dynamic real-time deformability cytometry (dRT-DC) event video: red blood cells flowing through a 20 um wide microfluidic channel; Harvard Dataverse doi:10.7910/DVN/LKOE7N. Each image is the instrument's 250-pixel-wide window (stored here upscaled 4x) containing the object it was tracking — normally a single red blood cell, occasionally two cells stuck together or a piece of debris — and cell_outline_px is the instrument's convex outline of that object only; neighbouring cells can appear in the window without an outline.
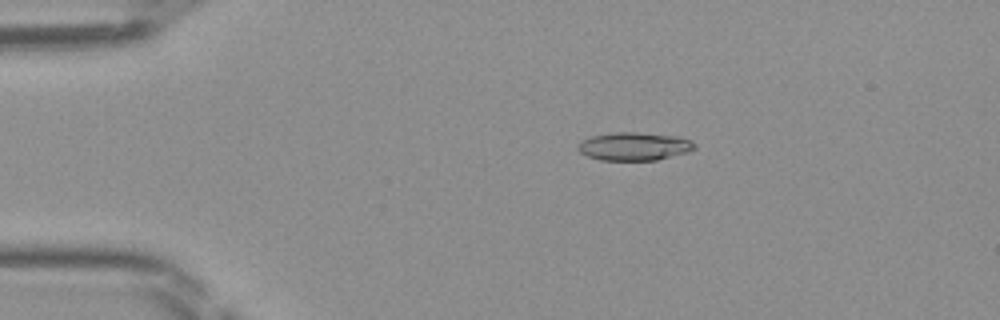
{"species": "Egyptian fruit bat (a non-hibernating species)", "species_latin": "Rousettus aegyptiacus", "temperature_condition": "room temperature", "stored_images_in_passage": 48, "camera_frame_rate_fps": 3000, "um_per_image_px": 0.085, "frame": {"image": 1, "passage_image": 10, "time_ms": 3.0, "image_size_px": [1000, 320], "cell_outline_px": [[696, 148], [688, 152], [656, 160], [600, 160], [588, 156], [580, 152], [576, 148], [576, 144], [580, 140], [592, 136], [616, 132], [636, 132], [676, 136], [692, 140], [696, 144]], "centroid_in_image_um": [53.89, 12.44], "position_along_channel_um": 31.1, "area_um2": 19.25}}
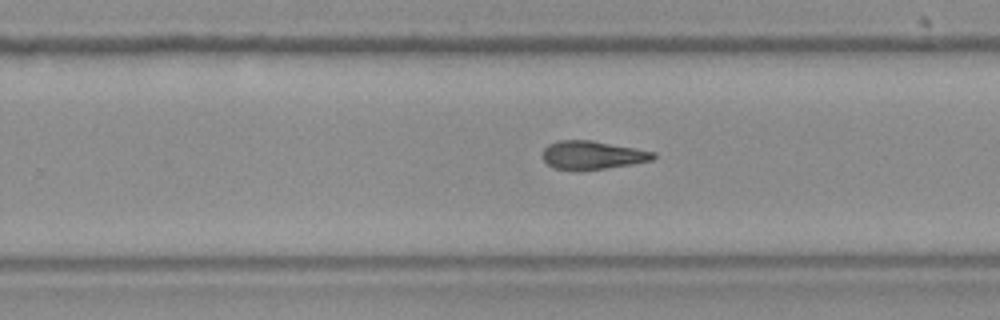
{"frame": {"image": 2, "passage_image": 31, "time_ms": 10.0, "image_size_px": [1000, 320], "cell_outline_px": [[656, 156], [652, 160], [632, 164], [576, 172], [552, 168], [544, 160], [544, 148], [548, 144], [556, 140], [592, 140], [636, 148], [656, 152]], "centroid_in_image_um": [50.33, 13.19], "position_along_channel_um": 279.5, "area_um2": 18.61}}
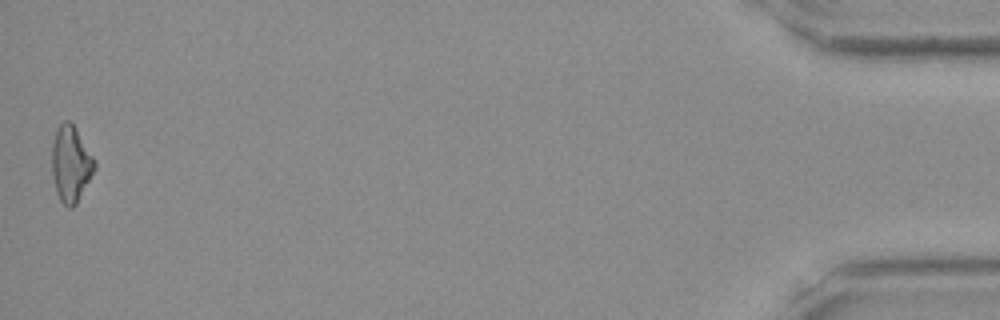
{"frame": {"image": 3, "passage_image": 48, "time_ms": 15.667, "image_size_px": [1000, 320], "cell_outline_px": [[96, 168], [76, 204], [72, 208], [68, 208], [60, 200], [56, 192], [52, 172], [52, 144], [56, 128], [64, 120], [68, 120], [72, 124], [92, 156], [96, 164]], "centroid_in_image_um": [6.0, 13.95], "position_along_channel_um": 429.2, "area_um2": 18.61}}